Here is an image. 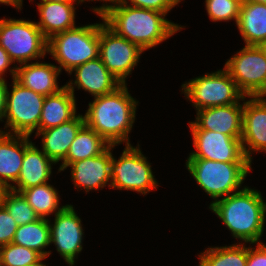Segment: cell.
I'll use <instances>...</instances> for the list:
<instances>
[{
	"mask_svg": "<svg viewBox=\"0 0 266 266\" xmlns=\"http://www.w3.org/2000/svg\"><path fill=\"white\" fill-rule=\"evenodd\" d=\"M127 3L118 1L114 6L103 5L94 8V12L112 31L137 44L143 51L156 46L182 29L181 26L166 20L164 13L127 6Z\"/></svg>",
	"mask_w": 266,
	"mask_h": 266,
	"instance_id": "6da1fadb",
	"label": "cell"
},
{
	"mask_svg": "<svg viewBox=\"0 0 266 266\" xmlns=\"http://www.w3.org/2000/svg\"><path fill=\"white\" fill-rule=\"evenodd\" d=\"M138 102L128 93L126 84L115 91L95 97L84 115L85 125L103 137L110 145L126 141L135 121Z\"/></svg>",
	"mask_w": 266,
	"mask_h": 266,
	"instance_id": "7a4b0ae2",
	"label": "cell"
},
{
	"mask_svg": "<svg viewBox=\"0 0 266 266\" xmlns=\"http://www.w3.org/2000/svg\"><path fill=\"white\" fill-rule=\"evenodd\" d=\"M224 222L235 238L260 244L263 234L266 203L261 194L245 187L213 201L209 207Z\"/></svg>",
	"mask_w": 266,
	"mask_h": 266,
	"instance_id": "3957f363",
	"label": "cell"
},
{
	"mask_svg": "<svg viewBox=\"0 0 266 266\" xmlns=\"http://www.w3.org/2000/svg\"><path fill=\"white\" fill-rule=\"evenodd\" d=\"M102 24L75 27L48 40L47 53L70 73L75 67L99 57V36Z\"/></svg>",
	"mask_w": 266,
	"mask_h": 266,
	"instance_id": "277c9868",
	"label": "cell"
},
{
	"mask_svg": "<svg viewBox=\"0 0 266 266\" xmlns=\"http://www.w3.org/2000/svg\"><path fill=\"white\" fill-rule=\"evenodd\" d=\"M250 164L188 158L186 167L198 185L216 201V198L235 193L251 169Z\"/></svg>",
	"mask_w": 266,
	"mask_h": 266,
	"instance_id": "5b68a950",
	"label": "cell"
},
{
	"mask_svg": "<svg viewBox=\"0 0 266 266\" xmlns=\"http://www.w3.org/2000/svg\"><path fill=\"white\" fill-rule=\"evenodd\" d=\"M0 45L12 62L26 64L31 59L43 57L48 40L35 22L25 20H0Z\"/></svg>",
	"mask_w": 266,
	"mask_h": 266,
	"instance_id": "8992f818",
	"label": "cell"
},
{
	"mask_svg": "<svg viewBox=\"0 0 266 266\" xmlns=\"http://www.w3.org/2000/svg\"><path fill=\"white\" fill-rule=\"evenodd\" d=\"M182 90L197 110L239 103L246 97L225 68L183 84Z\"/></svg>",
	"mask_w": 266,
	"mask_h": 266,
	"instance_id": "52a82bcc",
	"label": "cell"
},
{
	"mask_svg": "<svg viewBox=\"0 0 266 266\" xmlns=\"http://www.w3.org/2000/svg\"><path fill=\"white\" fill-rule=\"evenodd\" d=\"M45 96L21 85L13 78V88L10 93L7 88L6 107L3 117H7L6 126L15 135L30 136L37 128L42 113Z\"/></svg>",
	"mask_w": 266,
	"mask_h": 266,
	"instance_id": "ba28073f",
	"label": "cell"
},
{
	"mask_svg": "<svg viewBox=\"0 0 266 266\" xmlns=\"http://www.w3.org/2000/svg\"><path fill=\"white\" fill-rule=\"evenodd\" d=\"M248 97L266 95V56L260 46L246 45L224 67Z\"/></svg>",
	"mask_w": 266,
	"mask_h": 266,
	"instance_id": "9c48e42d",
	"label": "cell"
},
{
	"mask_svg": "<svg viewBox=\"0 0 266 266\" xmlns=\"http://www.w3.org/2000/svg\"><path fill=\"white\" fill-rule=\"evenodd\" d=\"M111 188L148 193L157 187V181L152 174L151 165L139 148L126 145L123 154L111 161Z\"/></svg>",
	"mask_w": 266,
	"mask_h": 266,
	"instance_id": "30bf717a",
	"label": "cell"
},
{
	"mask_svg": "<svg viewBox=\"0 0 266 266\" xmlns=\"http://www.w3.org/2000/svg\"><path fill=\"white\" fill-rule=\"evenodd\" d=\"M143 50L135 43L119 36L105 23L100 28L99 58L109 72L121 83L139 61Z\"/></svg>",
	"mask_w": 266,
	"mask_h": 266,
	"instance_id": "8fae6325",
	"label": "cell"
},
{
	"mask_svg": "<svg viewBox=\"0 0 266 266\" xmlns=\"http://www.w3.org/2000/svg\"><path fill=\"white\" fill-rule=\"evenodd\" d=\"M196 152L188 158L220 162H250L243 151L241 137H230L209 130H191Z\"/></svg>",
	"mask_w": 266,
	"mask_h": 266,
	"instance_id": "7c38bea8",
	"label": "cell"
},
{
	"mask_svg": "<svg viewBox=\"0 0 266 266\" xmlns=\"http://www.w3.org/2000/svg\"><path fill=\"white\" fill-rule=\"evenodd\" d=\"M50 226V242L54 243L57 251L65 261L73 266L75 257L82 250L83 229L80 218L73 206L67 205L63 210L55 213L54 224Z\"/></svg>",
	"mask_w": 266,
	"mask_h": 266,
	"instance_id": "4fadbf2b",
	"label": "cell"
},
{
	"mask_svg": "<svg viewBox=\"0 0 266 266\" xmlns=\"http://www.w3.org/2000/svg\"><path fill=\"white\" fill-rule=\"evenodd\" d=\"M244 104L240 103L207 107L197 110L196 122H191V130H209L230 137L242 136Z\"/></svg>",
	"mask_w": 266,
	"mask_h": 266,
	"instance_id": "5bb4252c",
	"label": "cell"
},
{
	"mask_svg": "<svg viewBox=\"0 0 266 266\" xmlns=\"http://www.w3.org/2000/svg\"><path fill=\"white\" fill-rule=\"evenodd\" d=\"M251 98L244 102L241 136L244 154L250 162L252 150L266 151V99L263 96Z\"/></svg>",
	"mask_w": 266,
	"mask_h": 266,
	"instance_id": "9a60e30c",
	"label": "cell"
},
{
	"mask_svg": "<svg viewBox=\"0 0 266 266\" xmlns=\"http://www.w3.org/2000/svg\"><path fill=\"white\" fill-rule=\"evenodd\" d=\"M114 145L103 152L102 154L84 159L78 160L70 165H61L59 171H64L66 167L72 168V179L75 187H84L86 192L103 188L111 181V161L112 153L110 152Z\"/></svg>",
	"mask_w": 266,
	"mask_h": 266,
	"instance_id": "2e32d148",
	"label": "cell"
},
{
	"mask_svg": "<svg viewBox=\"0 0 266 266\" xmlns=\"http://www.w3.org/2000/svg\"><path fill=\"white\" fill-rule=\"evenodd\" d=\"M54 163L43 151L29 142V136L24 135V157L18 180V189L11 186L10 189L21 192L24 189L47 183L51 175V164Z\"/></svg>",
	"mask_w": 266,
	"mask_h": 266,
	"instance_id": "e0dca14e",
	"label": "cell"
},
{
	"mask_svg": "<svg viewBox=\"0 0 266 266\" xmlns=\"http://www.w3.org/2000/svg\"><path fill=\"white\" fill-rule=\"evenodd\" d=\"M85 125L84 116L76 115L73 119L56 127L37 131L36 135L43 136V153L54 163L64 161L70 145L75 140L79 130Z\"/></svg>",
	"mask_w": 266,
	"mask_h": 266,
	"instance_id": "ac0fdd59",
	"label": "cell"
},
{
	"mask_svg": "<svg viewBox=\"0 0 266 266\" xmlns=\"http://www.w3.org/2000/svg\"><path fill=\"white\" fill-rule=\"evenodd\" d=\"M10 72L21 85L44 96L57 93L64 87H58L57 77L61 70L52 64L39 62L24 64L11 69Z\"/></svg>",
	"mask_w": 266,
	"mask_h": 266,
	"instance_id": "d6986e66",
	"label": "cell"
},
{
	"mask_svg": "<svg viewBox=\"0 0 266 266\" xmlns=\"http://www.w3.org/2000/svg\"><path fill=\"white\" fill-rule=\"evenodd\" d=\"M76 80L74 85L88 91L95 97L109 94L115 91L122 84L109 72L102 60H90L82 65L75 67Z\"/></svg>",
	"mask_w": 266,
	"mask_h": 266,
	"instance_id": "ffe728a7",
	"label": "cell"
},
{
	"mask_svg": "<svg viewBox=\"0 0 266 266\" xmlns=\"http://www.w3.org/2000/svg\"><path fill=\"white\" fill-rule=\"evenodd\" d=\"M72 84L70 82L57 93L45 96L39 130L59 126L76 116V101Z\"/></svg>",
	"mask_w": 266,
	"mask_h": 266,
	"instance_id": "44dd1931",
	"label": "cell"
},
{
	"mask_svg": "<svg viewBox=\"0 0 266 266\" xmlns=\"http://www.w3.org/2000/svg\"><path fill=\"white\" fill-rule=\"evenodd\" d=\"M37 7L40 22L36 24L47 40L58 33L75 28L73 2H43Z\"/></svg>",
	"mask_w": 266,
	"mask_h": 266,
	"instance_id": "7402d4cb",
	"label": "cell"
},
{
	"mask_svg": "<svg viewBox=\"0 0 266 266\" xmlns=\"http://www.w3.org/2000/svg\"><path fill=\"white\" fill-rule=\"evenodd\" d=\"M23 157L24 135H11L0 130V180L7 188L12 186L9 181L17 182Z\"/></svg>",
	"mask_w": 266,
	"mask_h": 266,
	"instance_id": "603a6c76",
	"label": "cell"
},
{
	"mask_svg": "<svg viewBox=\"0 0 266 266\" xmlns=\"http://www.w3.org/2000/svg\"><path fill=\"white\" fill-rule=\"evenodd\" d=\"M236 24L246 45L259 46L266 41V4L252 1L242 4Z\"/></svg>",
	"mask_w": 266,
	"mask_h": 266,
	"instance_id": "cb8c5ba5",
	"label": "cell"
},
{
	"mask_svg": "<svg viewBox=\"0 0 266 266\" xmlns=\"http://www.w3.org/2000/svg\"><path fill=\"white\" fill-rule=\"evenodd\" d=\"M109 147L110 144L103 137L84 125L70 145L67 157L62 165H70L78 160L98 156L105 152Z\"/></svg>",
	"mask_w": 266,
	"mask_h": 266,
	"instance_id": "d4e9b609",
	"label": "cell"
},
{
	"mask_svg": "<svg viewBox=\"0 0 266 266\" xmlns=\"http://www.w3.org/2000/svg\"><path fill=\"white\" fill-rule=\"evenodd\" d=\"M50 221L46 218L25 225H19L16 230L12 243L33 249L40 253L43 257L51 254L49 251H44L51 242Z\"/></svg>",
	"mask_w": 266,
	"mask_h": 266,
	"instance_id": "484cf974",
	"label": "cell"
},
{
	"mask_svg": "<svg viewBox=\"0 0 266 266\" xmlns=\"http://www.w3.org/2000/svg\"><path fill=\"white\" fill-rule=\"evenodd\" d=\"M248 248L244 245L208 248L202 253L199 266H246Z\"/></svg>",
	"mask_w": 266,
	"mask_h": 266,
	"instance_id": "4316f807",
	"label": "cell"
},
{
	"mask_svg": "<svg viewBox=\"0 0 266 266\" xmlns=\"http://www.w3.org/2000/svg\"><path fill=\"white\" fill-rule=\"evenodd\" d=\"M21 193L39 218H45L54 211H61L67 206L58 207V192L48 183L24 189Z\"/></svg>",
	"mask_w": 266,
	"mask_h": 266,
	"instance_id": "83f0119b",
	"label": "cell"
},
{
	"mask_svg": "<svg viewBox=\"0 0 266 266\" xmlns=\"http://www.w3.org/2000/svg\"><path fill=\"white\" fill-rule=\"evenodd\" d=\"M1 204L14 218L17 225H25L39 219L33 208L28 204L21 192L8 189Z\"/></svg>",
	"mask_w": 266,
	"mask_h": 266,
	"instance_id": "f1b7e54d",
	"label": "cell"
},
{
	"mask_svg": "<svg viewBox=\"0 0 266 266\" xmlns=\"http://www.w3.org/2000/svg\"><path fill=\"white\" fill-rule=\"evenodd\" d=\"M3 266H27L39 261L43 256L33 249L14 243L0 247Z\"/></svg>",
	"mask_w": 266,
	"mask_h": 266,
	"instance_id": "f546056e",
	"label": "cell"
},
{
	"mask_svg": "<svg viewBox=\"0 0 266 266\" xmlns=\"http://www.w3.org/2000/svg\"><path fill=\"white\" fill-rule=\"evenodd\" d=\"M206 10L211 20L222 21L234 19L237 23L240 6L235 0H206Z\"/></svg>",
	"mask_w": 266,
	"mask_h": 266,
	"instance_id": "4dcf8cb0",
	"label": "cell"
},
{
	"mask_svg": "<svg viewBox=\"0 0 266 266\" xmlns=\"http://www.w3.org/2000/svg\"><path fill=\"white\" fill-rule=\"evenodd\" d=\"M18 225L0 203V247L12 243Z\"/></svg>",
	"mask_w": 266,
	"mask_h": 266,
	"instance_id": "1f68e13d",
	"label": "cell"
},
{
	"mask_svg": "<svg viewBox=\"0 0 266 266\" xmlns=\"http://www.w3.org/2000/svg\"><path fill=\"white\" fill-rule=\"evenodd\" d=\"M126 1V0H120ZM133 7L156 10L166 14L181 0H130Z\"/></svg>",
	"mask_w": 266,
	"mask_h": 266,
	"instance_id": "d6a6232c",
	"label": "cell"
},
{
	"mask_svg": "<svg viewBox=\"0 0 266 266\" xmlns=\"http://www.w3.org/2000/svg\"><path fill=\"white\" fill-rule=\"evenodd\" d=\"M246 266H266V245L257 243V248L248 247Z\"/></svg>",
	"mask_w": 266,
	"mask_h": 266,
	"instance_id": "836d02e7",
	"label": "cell"
},
{
	"mask_svg": "<svg viewBox=\"0 0 266 266\" xmlns=\"http://www.w3.org/2000/svg\"><path fill=\"white\" fill-rule=\"evenodd\" d=\"M7 88L8 87L5 82V79L0 78V120L1 121L5 113Z\"/></svg>",
	"mask_w": 266,
	"mask_h": 266,
	"instance_id": "e575fe53",
	"label": "cell"
},
{
	"mask_svg": "<svg viewBox=\"0 0 266 266\" xmlns=\"http://www.w3.org/2000/svg\"><path fill=\"white\" fill-rule=\"evenodd\" d=\"M12 60L9 57V54L6 52V50L0 45V78L4 72L7 70V67H9L10 64H12Z\"/></svg>",
	"mask_w": 266,
	"mask_h": 266,
	"instance_id": "d590c367",
	"label": "cell"
},
{
	"mask_svg": "<svg viewBox=\"0 0 266 266\" xmlns=\"http://www.w3.org/2000/svg\"><path fill=\"white\" fill-rule=\"evenodd\" d=\"M0 3L8 4L18 9L22 7V0H0Z\"/></svg>",
	"mask_w": 266,
	"mask_h": 266,
	"instance_id": "8d00e7d4",
	"label": "cell"
},
{
	"mask_svg": "<svg viewBox=\"0 0 266 266\" xmlns=\"http://www.w3.org/2000/svg\"><path fill=\"white\" fill-rule=\"evenodd\" d=\"M9 188H7L4 183L0 180V203L1 201L3 200L4 196H5V193L6 191L8 190Z\"/></svg>",
	"mask_w": 266,
	"mask_h": 266,
	"instance_id": "74e56055",
	"label": "cell"
},
{
	"mask_svg": "<svg viewBox=\"0 0 266 266\" xmlns=\"http://www.w3.org/2000/svg\"><path fill=\"white\" fill-rule=\"evenodd\" d=\"M43 2H55V3H57V2H76V0H42L41 3H43Z\"/></svg>",
	"mask_w": 266,
	"mask_h": 266,
	"instance_id": "f35d334b",
	"label": "cell"
},
{
	"mask_svg": "<svg viewBox=\"0 0 266 266\" xmlns=\"http://www.w3.org/2000/svg\"><path fill=\"white\" fill-rule=\"evenodd\" d=\"M46 257H42L39 261L33 263V264H30V265H27V266H46L42 263V260L45 259Z\"/></svg>",
	"mask_w": 266,
	"mask_h": 266,
	"instance_id": "ab89813d",
	"label": "cell"
},
{
	"mask_svg": "<svg viewBox=\"0 0 266 266\" xmlns=\"http://www.w3.org/2000/svg\"><path fill=\"white\" fill-rule=\"evenodd\" d=\"M259 46L263 50V52L265 53V56H266V41L262 42Z\"/></svg>",
	"mask_w": 266,
	"mask_h": 266,
	"instance_id": "60d3db41",
	"label": "cell"
},
{
	"mask_svg": "<svg viewBox=\"0 0 266 266\" xmlns=\"http://www.w3.org/2000/svg\"><path fill=\"white\" fill-rule=\"evenodd\" d=\"M78 1V3H80V2H84V1H86V0H77ZM91 1H93V0H91ZM103 1H110V2H112V3H115L114 5H116L117 4V2L118 1H120V0H103Z\"/></svg>",
	"mask_w": 266,
	"mask_h": 266,
	"instance_id": "b9f144b4",
	"label": "cell"
},
{
	"mask_svg": "<svg viewBox=\"0 0 266 266\" xmlns=\"http://www.w3.org/2000/svg\"><path fill=\"white\" fill-rule=\"evenodd\" d=\"M247 1H252V2H256V3L266 4V0H247Z\"/></svg>",
	"mask_w": 266,
	"mask_h": 266,
	"instance_id": "7bdbcfd3",
	"label": "cell"
},
{
	"mask_svg": "<svg viewBox=\"0 0 266 266\" xmlns=\"http://www.w3.org/2000/svg\"><path fill=\"white\" fill-rule=\"evenodd\" d=\"M235 1H237L239 4H245L246 2H247V0H235Z\"/></svg>",
	"mask_w": 266,
	"mask_h": 266,
	"instance_id": "ee69618b",
	"label": "cell"
},
{
	"mask_svg": "<svg viewBox=\"0 0 266 266\" xmlns=\"http://www.w3.org/2000/svg\"><path fill=\"white\" fill-rule=\"evenodd\" d=\"M0 266H3L2 259H1V254H0Z\"/></svg>",
	"mask_w": 266,
	"mask_h": 266,
	"instance_id": "f6af8a7d",
	"label": "cell"
}]
</instances>
